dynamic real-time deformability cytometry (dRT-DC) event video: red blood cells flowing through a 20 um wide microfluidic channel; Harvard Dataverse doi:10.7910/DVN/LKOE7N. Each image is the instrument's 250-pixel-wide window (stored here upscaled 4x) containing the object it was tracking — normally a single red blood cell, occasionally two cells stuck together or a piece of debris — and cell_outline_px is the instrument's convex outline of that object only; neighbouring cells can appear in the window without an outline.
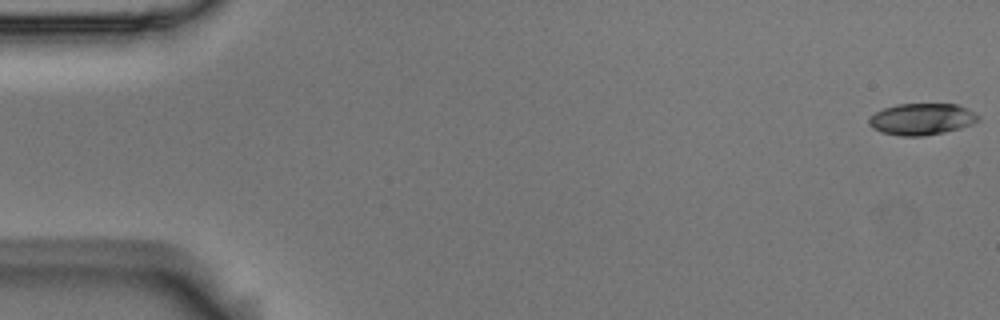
{"species": "Egyptian fruit bat (a non-hibernating species)", "species_latin": "Rousettus aegyptiacus", "temperature_condition": "room temperature", "stored_images_in_passage": 3, "camera_frame_rate_fps": 3000, "um_per_image_px": 0.085, "animal": {"sex": "male"}, "frame": {"image": 1, "passage_image": 1, "time_ms": 0.0, "image_size_px": [1000, 320], "cell_outline_px": [[980, 120], [972, 124], [960, 128], [944, 132], [924, 136], [900, 136], [880, 132], [872, 128], [868, 124], [868, 120], [876, 112], [884, 108], [896, 104], [956, 104], [968, 108], [980, 116]], "centroid_in_image_um": [78.36, 10.13], "position_along_channel_um": 6.6, "area_um2": 20.23}}